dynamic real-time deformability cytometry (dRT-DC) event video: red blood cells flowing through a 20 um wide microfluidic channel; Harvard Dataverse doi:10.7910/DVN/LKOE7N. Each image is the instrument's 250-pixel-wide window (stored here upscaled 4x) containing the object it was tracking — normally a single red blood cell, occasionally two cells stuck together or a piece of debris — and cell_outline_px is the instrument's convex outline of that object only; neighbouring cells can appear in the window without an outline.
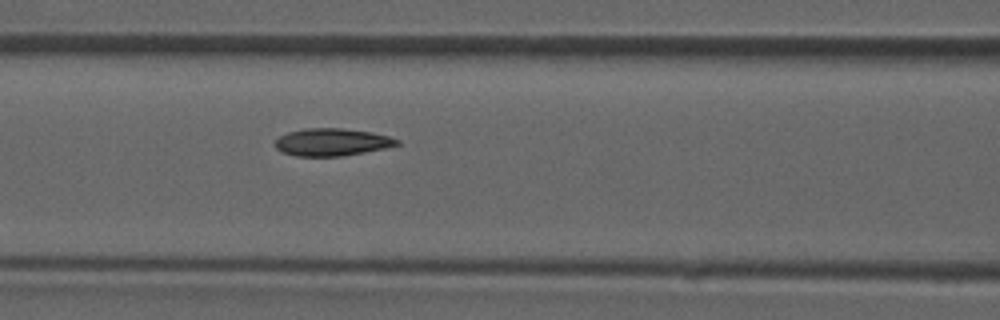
{"species": "common noctule bat (a hibernating species)", "species_latin": "Nyctalus noctula", "temperature_condition": "room temperature", "stored_images_in_passage": 4, "camera_frame_rate_fps": 3000, "um_per_image_px": 0.085, "animal": {"sex": "male", "forearm_length_mm": 52.5}, "frame": {"image": 1, "passage_image": 4, "time_ms": 1.0, "image_size_px": [1000, 320], "cell_outline_px": [[400, 144], [384, 148], [364, 152], [340, 156], [296, 156], [280, 152], [276, 148], [276, 140], [280, 136], [288, 132], [304, 128], [340, 128], [372, 132], [388, 136], [400, 140]], "centroid_in_image_um": [28.2, 12.08], "position_along_channel_um": 138.4, "area_um2": 19.42}}